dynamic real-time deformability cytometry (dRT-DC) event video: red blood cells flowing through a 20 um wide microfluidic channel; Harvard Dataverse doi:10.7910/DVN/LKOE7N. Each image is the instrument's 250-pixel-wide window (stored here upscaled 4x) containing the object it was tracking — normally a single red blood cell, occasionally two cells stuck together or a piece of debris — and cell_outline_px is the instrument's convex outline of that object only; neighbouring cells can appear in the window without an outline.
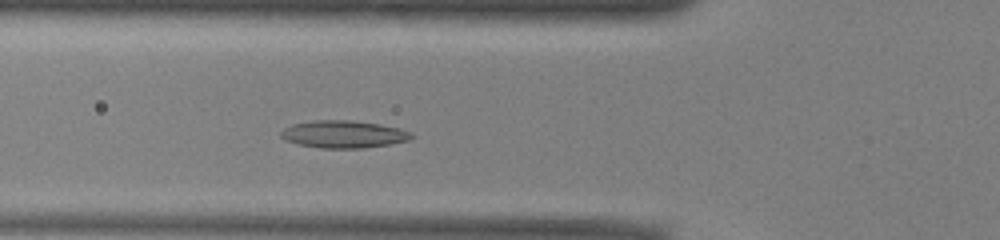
{"species": "common noctule bat (a hibernating species)", "species_latin": "Nyctalus noctula", "temperature_condition": "warm", "stored_images_in_passage": 44, "camera_frame_rate_fps": 3000, "um_per_image_px": 0.085, "animal": {"sex": "male", "body_mass_g": 13.0, "forearm_length_mm": 53.1}, "frame": {"image": 1, "passage_image": 11, "time_ms": 3.333, "image_size_px": [1000, 240], "cell_outline_px": [[416, 136], [408, 140], [388, 144], [364, 148], [320, 148], [300, 144], [284, 140], [280, 136], [280, 132], [284, 128], [292, 124], [312, 120], [348, 120], [380, 124], [400, 128], [412, 132]], "centroid_in_image_um": [29.2, 11.4], "position_along_channel_um": 96.6, "area_um2": 20.92}}
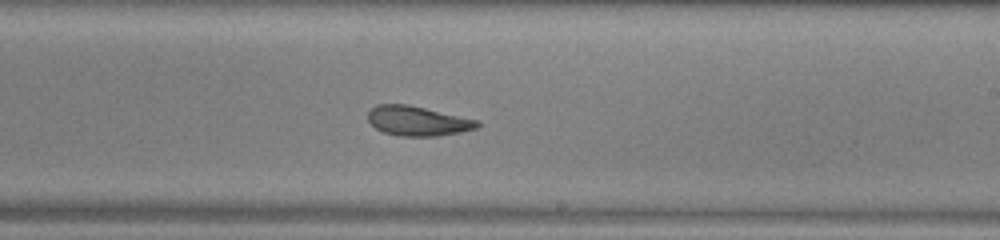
{"frame": {"image": 2, "passage_image": 23, "time_ms": 7.333, "image_size_px": [1000, 240], "cell_outline_px": [[480, 124], [476, 128], [460, 132], [436, 136], [396, 136], [384, 132], [376, 128], [368, 120], [368, 108], [376, 104], [408, 104], [480, 120]], "centroid_in_image_um": [35.48, 10.27], "position_along_channel_um": 253.5, "area_um2": 19.07}}
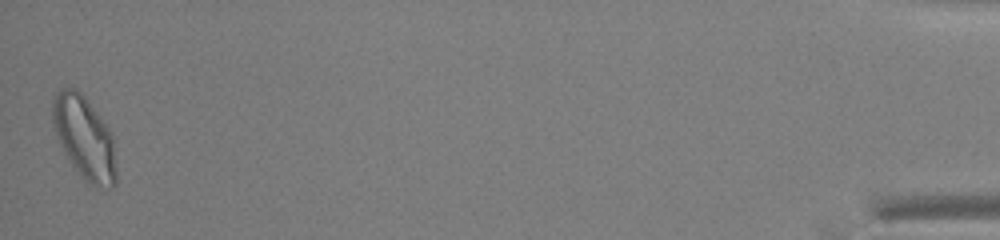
{"frame": {"image": 3, "passage_image": 44, "time_ms": 14.333, "image_size_px": [1000, 240], "cell_outline_px": [[116, 184], [112, 188], [108, 188], [88, 184], [80, 176], [68, 160], [56, 136], [52, 124], [52, 100], [56, 92], [60, 88], [76, 88], [84, 96], [100, 116], [108, 128], [112, 136], [116, 168]], "centroid_in_image_um": [7.15, 11.72], "position_along_channel_um": 428.0, "area_um2": 30.87}, "authors_computed_cell_mechanics": {"area_um2": 20.7213, "velocity_mm_per_s": 3.9276, "shape_relaxation_time_tau1_ms": 9.1546, "shape_relaxation_time_tau2_ms": 3.2839, "deformation_change_tau1": 0.2263, "deformation_change_tau2": 0.0889}}